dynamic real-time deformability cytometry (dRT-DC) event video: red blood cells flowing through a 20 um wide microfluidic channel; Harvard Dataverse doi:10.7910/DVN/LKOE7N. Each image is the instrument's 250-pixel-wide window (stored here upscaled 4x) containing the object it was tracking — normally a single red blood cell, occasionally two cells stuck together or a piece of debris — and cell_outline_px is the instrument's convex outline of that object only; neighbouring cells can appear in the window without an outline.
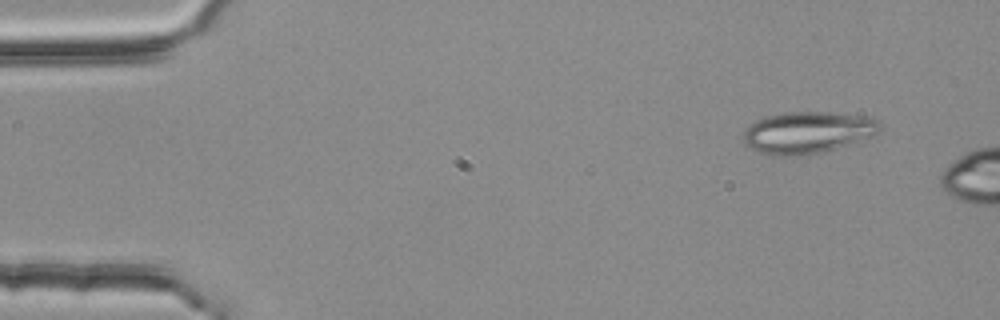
{"species": "common noctule bat (a hibernating species)", "species_latin": "Nyctalus noctula", "temperature_condition": "room temperature", "stored_images_in_passage": 3, "camera_frame_rate_fps": 3000, "um_per_image_px": 0.085, "animal": {"sex": "female", "body_mass_g": 25.1}, "frame": {"image": 1, "passage_image": 3, "time_ms": 0.667, "image_size_px": [1000, 320], "cell_outline_px": [[880, 132], [872, 136], [824, 152], [796, 156], [780, 156], [760, 152], [744, 144], [740, 136], [756, 120], [764, 116], [784, 112], [828, 112], [868, 116], [876, 120], [880, 124]], "centroid_in_image_um": [68.62, 11.25], "position_along_channel_um": 16.4, "area_um2": 33.29}}